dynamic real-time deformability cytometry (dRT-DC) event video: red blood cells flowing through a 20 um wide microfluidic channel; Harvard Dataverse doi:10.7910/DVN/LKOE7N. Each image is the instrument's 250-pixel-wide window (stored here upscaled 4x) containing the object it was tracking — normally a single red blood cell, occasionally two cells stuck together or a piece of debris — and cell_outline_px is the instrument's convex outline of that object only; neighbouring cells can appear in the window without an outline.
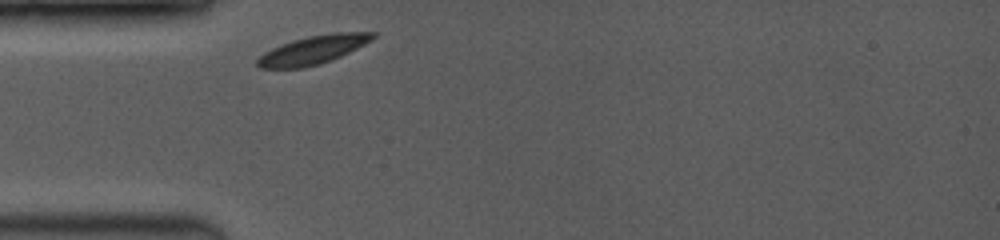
{"species": "common noctule bat (a hibernating species)", "species_latin": "Nyctalus noctula", "temperature_condition": "room temperature", "stored_images_in_passage": 18, "camera_frame_rate_fps": 3500, "um_per_image_px": 0.085, "animal": {"sex": "female", "body_mass_g": 19.0, "forearm_length_mm": 53.3}, "frame": {"image": 1, "passage_image": 1, "time_ms": 0.0, "image_size_px": [1000, 240], "cell_outline_px": [[376, 36], [372, 40], [332, 60], [320, 64], [304, 68], [260, 68], [256, 64], [256, 60], [264, 52], [280, 44], [292, 40], [308, 36], [336, 32], [376, 32]], "centroid_in_image_um": [26.59, 4.24], "position_along_channel_um": 58.4, "area_um2": 19.13}}
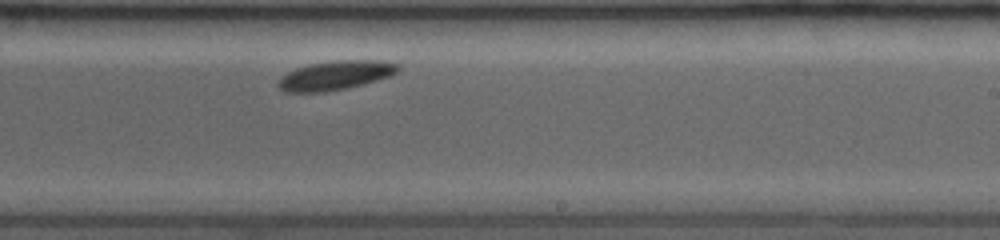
{"frame": {"image": 2, "passage_image": 11, "time_ms": 5.429, "image_size_px": [1000, 240], "cell_outline_px": [[400, 68], [396, 72], [388, 76], [376, 80], [344, 88], [324, 92], [284, 92], [276, 84], [288, 72], [296, 68], [308, 64], [336, 60], [376, 60], [400, 64]], "centroid_in_image_um": [28.49, 6.39], "position_along_channel_um": 260.5, "area_um2": 20.0}}
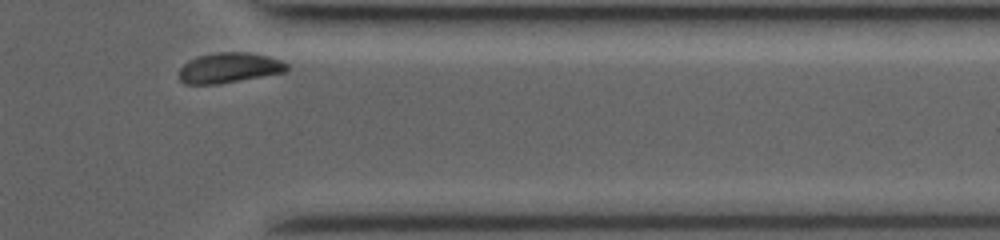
{"frame": {"image": 3, "passage_image": 18, "time_ms": 8.857, "image_size_px": [1000, 240], "cell_outline_px": [[288, 68], [284, 72], [216, 84], [184, 84], [180, 80], [180, 68], [184, 64], [200, 56], [220, 52], [248, 52], [268, 56], [280, 60], [288, 64]], "centroid_in_image_um": [19.49, 5.76], "position_along_channel_um": 391.9, "area_um2": 18.55}, "authors_computed_cell_mechanics": {"area_um2": 19.6809, "velocity_mm_per_s": 3.7978, "shape_relaxation_time_tau1_ms": 0.8806, "shape_relaxation_time_tau2_ms": null, "deformation_change_tau1": 0.0405, "deformation_change_tau2": null}}